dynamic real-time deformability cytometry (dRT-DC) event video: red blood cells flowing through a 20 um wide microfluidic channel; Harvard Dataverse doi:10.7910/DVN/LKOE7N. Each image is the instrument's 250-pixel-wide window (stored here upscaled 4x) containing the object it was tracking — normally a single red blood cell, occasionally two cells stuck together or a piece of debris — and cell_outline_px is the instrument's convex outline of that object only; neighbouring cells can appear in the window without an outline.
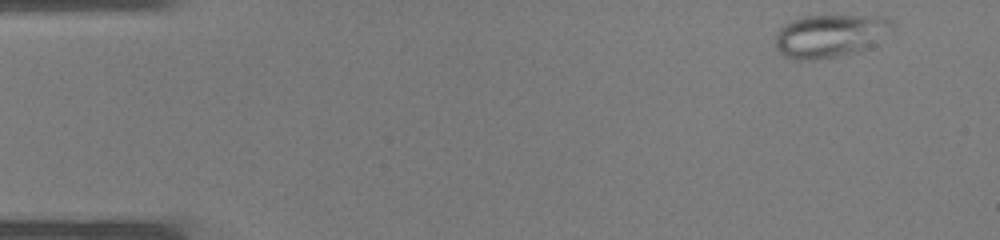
{"species": "common noctule bat (a hibernating species)", "species_latin": "Nyctalus noctula", "temperature_condition": "warm", "stored_images_in_passage": 35, "camera_frame_rate_fps": 3000, "um_per_image_px": 0.085, "animal": {"sex": "male", "body_mass_g": 19.0, "forearm_length_mm": 50.8}, "frame": {"image": 1, "passage_image": 1, "time_ms": 0.0, "image_size_px": [1000, 240], "cell_outline_px": [[896, 24], [892, 28], [864, 48], [856, 52], [836, 56], [812, 60], [796, 60], [784, 56], [776, 48], [776, 32], [784, 24], [792, 20], [804, 16], [888, 16]], "centroid_in_image_um": [70.5, 3.02], "position_along_channel_um": 14.5, "area_um2": 28.84}}
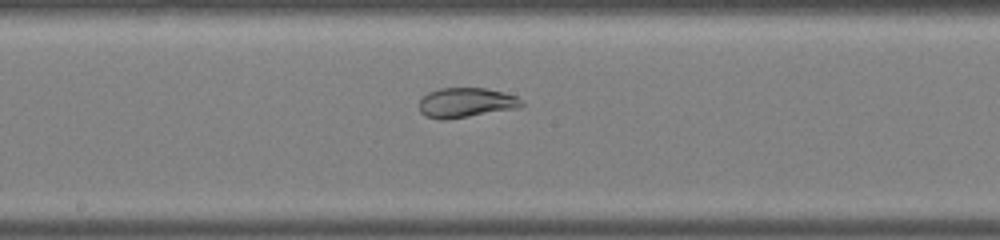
{"frame": {"image": 2, "passage_image": 18, "time_ms": 5.667, "image_size_px": [1000, 240], "cell_outline_px": [[524, 104], [520, 108], [444, 120], [440, 120], [424, 116], [420, 112], [420, 100], [428, 92], [440, 88], [484, 88], [504, 92], [516, 96], [524, 100]], "centroid_in_image_um": [39.63, 8.73], "position_along_channel_um": 208.6, "area_um2": 17.92}}
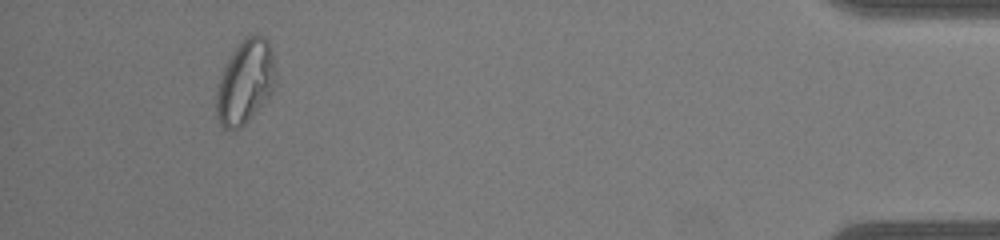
{"frame": {"image": 3, "passage_image": 33, "time_ms": 10.667, "image_size_px": [1000, 240], "cell_outline_px": [[276, 88], [252, 116], [240, 128], [232, 132], [224, 128], [220, 124], [216, 116], [216, 88], [224, 68], [228, 60], [244, 36], [248, 32], [264, 36], [268, 40], [272, 52], [276, 76]], "centroid_in_image_um": [20.86, 6.96], "position_along_channel_um": 414.3, "area_um2": 29.3}}